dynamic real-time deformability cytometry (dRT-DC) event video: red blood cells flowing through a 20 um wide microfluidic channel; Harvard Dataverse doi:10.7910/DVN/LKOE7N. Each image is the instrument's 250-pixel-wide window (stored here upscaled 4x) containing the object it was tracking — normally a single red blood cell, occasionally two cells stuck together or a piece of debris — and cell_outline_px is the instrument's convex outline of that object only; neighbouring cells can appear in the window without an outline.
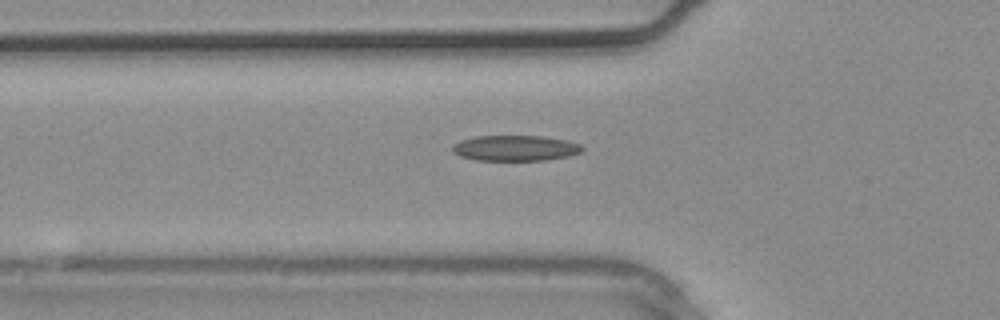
{"species": "common noctule bat (a hibernating species)", "species_latin": "Nyctalus noctula", "temperature_condition": "warm", "stored_images_in_passage": 4, "camera_frame_rate_fps": 3000, "um_per_image_px": 0.085, "animal": {"sex": "male", "body_mass_g": 20.4}, "frame": {"image": 1, "passage_image": 4, "time_ms": 1.0, "image_size_px": [1000, 320], "cell_outline_px": [[584, 148], [580, 152], [568, 156], [544, 160], [476, 160], [460, 156], [452, 152], [452, 144], [460, 140], [476, 136], [544, 136], [568, 140], [580, 144]], "centroid_in_image_um": [43.78, 12.58], "position_along_channel_um": 82.0, "area_um2": 19.42}}